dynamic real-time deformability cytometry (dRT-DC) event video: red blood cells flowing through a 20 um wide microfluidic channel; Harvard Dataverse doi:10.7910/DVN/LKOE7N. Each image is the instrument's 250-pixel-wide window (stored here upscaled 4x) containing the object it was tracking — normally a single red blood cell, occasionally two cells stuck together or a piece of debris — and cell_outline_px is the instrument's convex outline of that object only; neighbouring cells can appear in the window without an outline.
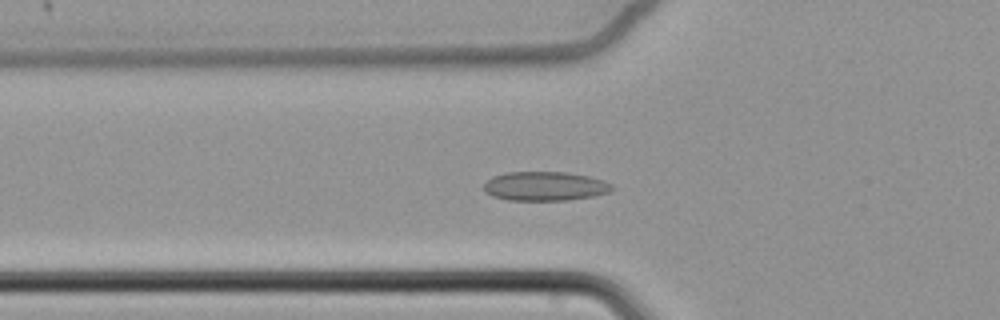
{"species": "common noctule bat (a hibernating species)", "species_latin": "Nyctalus noctula", "temperature_condition": "cold", "stored_images_in_passage": 56, "camera_frame_rate_fps": 3000, "um_per_image_px": 0.085, "animal": {"sex": "female", "body_mass_g": 22.7, "forearm_length_mm": 54.2}, "frame": {"image": 1, "passage_image": 17, "time_ms": 5.333, "image_size_px": [1000, 320], "cell_outline_px": [[616, 188], [608, 192], [592, 196], [568, 200], [508, 200], [492, 196], [484, 192], [484, 184], [492, 176], [508, 172], [564, 172], [588, 176], [612, 184]], "centroid_in_image_um": [46.29, 15.83], "position_along_channel_um": 79.5, "area_um2": 21.68}}
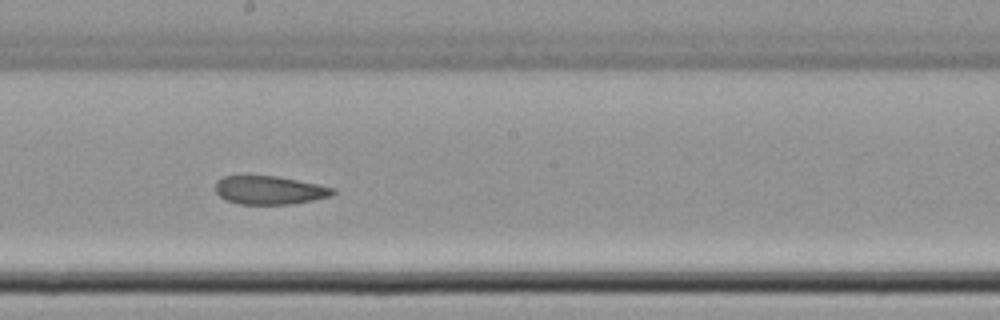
{"frame": {"image": 2, "passage_image": 30, "time_ms": 9.667, "image_size_px": [1000, 320], "cell_outline_px": [[336, 192], [332, 196], [292, 204], [240, 204], [228, 200], [220, 196], [216, 192], [216, 180], [224, 176], [276, 176], [336, 188]], "centroid_in_image_um": [22.93, 16.16], "position_along_channel_um": 225.3, "area_um2": 19.31}}
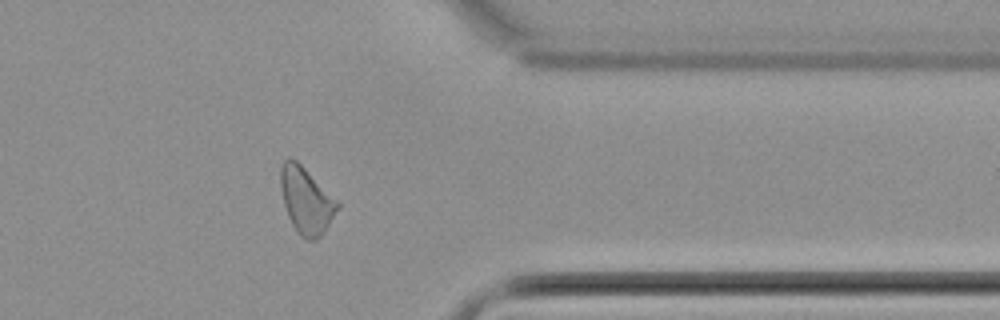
{"frame": {"image": 3, "passage_image": 45, "time_ms": 14.667, "image_size_px": [1000, 320], "cell_outline_px": [[340, 208], [324, 232], [316, 240], [304, 240], [300, 236], [292, 224], [288, 216], [284, 204], [280, 188], [280, 164], [288, 156], [296, 160], [340, 204]], "centroid_in_image_um": [26.0, 17.05], "position_along_channel_um": 385.4, "area_um2": 21.91}, "authors_computed_cell_mechanics": {"area_um2": 21.3571, "velocity_mm_per_s": 3.3904, "shape_relaxation_time_tau1_ms": null, "shape_relaxation_time_tau2_ms": 3.6518, "deformation_change_tau1": null, "deformation_change_tau2": 0.0768}}